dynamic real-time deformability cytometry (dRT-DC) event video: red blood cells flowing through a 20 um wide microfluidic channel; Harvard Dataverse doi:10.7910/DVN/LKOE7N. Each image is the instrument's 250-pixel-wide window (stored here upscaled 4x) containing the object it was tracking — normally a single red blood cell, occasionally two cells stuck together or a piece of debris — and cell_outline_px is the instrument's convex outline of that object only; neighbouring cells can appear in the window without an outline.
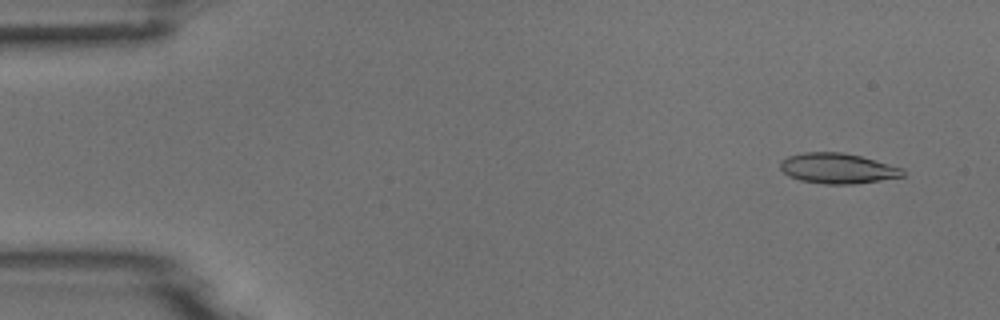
{"species": "common noctule bat (a hibernating species)", "species_latin": "Nyctalus noctula", "temperature_condition": "room temperature", "stored_images_in_passage": 4, "camera_frame_rate_fps": 3000, "um_per_image_px": 0.085, "animal": {"sex": "male", "body_mass_g": 18.8}, "frame": {"image": 1, "passage_image": 1, "time_ms": 0.0, "image_size_px": [1000, 320], "cell_outline_px": [[904, 176], [880, 180], [852, 184], [824, 184], [800, 180], [788, 176], [780, 168], [780, 160], [788, 156], [804, 152], [840, 152], [860, 156], [904, 168]], "centroid_in_image_um": [71.18, 14.31], "position_along_channel_um": 13.8, "area_um2": 21.62}}
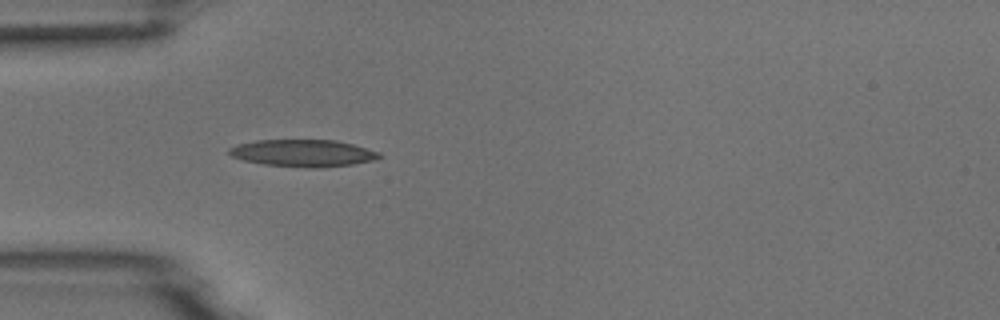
{"frame": {"image": 2, "passage_image": 4, "time_ms": 4.0, "image_size_px": [1000, 320], "cell_outline_px": [[384, 156], [376, 160], [352, 164], [320, 168], [308, 168], [264, 164], [244, 160], [232, 156], [228, 152], [228, 148], [236, 144], [256, 140], [336, 140], [352, 144], [380, 152]], "centroid_in_image_um": [25.78, 13.01], "position_along_channel_um": 59.2, "area_um2": 23.81}}